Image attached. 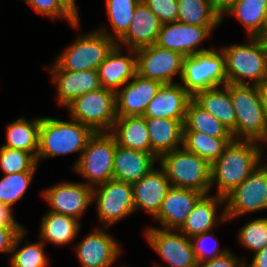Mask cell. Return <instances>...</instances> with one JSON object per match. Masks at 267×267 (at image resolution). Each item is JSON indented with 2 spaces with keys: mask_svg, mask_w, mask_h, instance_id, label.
I'll return each instance as SVG.
<instances>
[{
  "mask_svg": "<svg viewBox=\"0 0 267 267\" xmlns=\"http://www.w3.org/2000/svg\"><path fill=\"white\" fill-rule=\"evenodd\" d=\"M259 143L232 139L219 158L211 164L210 187L216 183V195L225 197L262 164L264 155Z\"/></svg>",
  "mask_w": 267,
  "mask_h": 267,
  "instance_id": "1",
  "label": "cell"
},
{
  "mask_svg": "<svg viewBox=\"0 0 267 267\" xmlns=\"http://www.w3.org/2000/svg\"><path fill=\"white\" fill-rule=\"evenodd\" d=\"M248 38L245 44L220 48L225 57L228 83L257 86L267 79V41L264 37Z\"/></svg>",
  "mask_w": 267,
  "mask_h": 267,
  "instance_id": "2",
  "label": "cell"
},
{
  "mask_svg": "<svg viewBox=\"0 0 267 267\" xmlns=\"http://www.w3.org/2000/svg\"><path fill=\"white\" fill-rule=\"evenodd\" d=\"M94 133L90 127L73 119L63 121L41 117L37 163L40 159L68 155L76 151L81 156Z\"/></svg>",
  "mask_w": 267,
  "mask_h": 267,
  "instance_id": "3",
  "label": "cell"
},
{
  "mask_svg": "<svg viewBox=\"0 0 267 267\" xmlns=\"http://www.w3.org/2000/svg\"><path fill=\"white\" fill-rule=\"evenodd\" d=\"M231 96L236 114V126L231 132L234 140L261 142L267 135V119L256 85H225Z\"/></svg>",
  "mask_w": 267,
  "mask_h": 267,
  "instance_id": "4",
  "label": "cell"
},
{
  "mask_svg": "<svg viewBox=\"0 0 267 267\" xmlns=\"http://www.w3.org/2000/svg\"><path fill=\"white\" fill-rule=\"evenodd\" d=\"M158 161L173 187L195 190L204 195L212 189L211 165L183 146L163 154Z\"/></svg>",
  "mask_w": 267,
  "mask_h": 267,
  "instance_id": "5",
  "label": "cell"
},
{
  "mask_svg": "<svg viewBox=\"0 0 267 267\" xmlns=\"http://www.w3.org/2000/svg\"><path fill=\"white\" fill-rule=\"evenodd\" d=\"M182 87L193 97L197 92L228 83L223 51L210 50L185 56L181 74Z\"/></svg>",
  "mask_w": 267,
  "mask_h": 267,
  "instance_id": "6",
  "label": "cell"
},
{
  "mask_svg": "<svg viewBox=\"0 0 267 267\" xmlns=\"http://www.w3.org/2000/svg\"><path fill=\"white\" fill-rule=\"evenodd\" d=\"M117 42L98 29L77 36L53 62L66 71L96 70L107 58Z\"/></svg>",
  "mask_w": 267,
  "mask_h": 267,
  "instance_id": "7",
  "label": "cell"
},
{
  "mask_svg": "<svg viewBox=\"0 0 267 267\" xmlns=\"http://www.w3.org/2000/svg\"><path fill=\"white\" fill-rule=\"evenodd\" d=\"M66 108L71 112V119L95 133L110 132L117 119L116 92L101 87L76 97Z\"/></svg>",
  "mask_w": 267,
  "mask_h": 267,
  "instance_id": "8",
  "label": "cell"
},
{
  "mask_svg": "<svg viewBox=\"0 0 267 267\" xmlns=\"http://www.w3.org/2000/svg\"><path fill=\"white\" fill-rule=\"evenodd\" d=\"M115 151V138L109 132H96L88 140L72 170L82 175L91 187L113 180Z\"/></svg>",
  "mask_w": 267,
  "mask_h": 267,
  "instance_id": "9",
  "label": "cell"
},
{
  "mask_svg": "<svg viewBox=\"0 0 267 267\" xmlns=\"http://www.w3.org/2000/svg\"><path fill=\"white\" fill-rule=\"evenodd\" d=\"M227 220L267 209V164L259 165L225 197Z\"/></svg>",
  "mask_w": 267,
  "mask_h": 267,
  "instance_id": "10",
  "label": "cell"
},
{
  "mask_svg": "<svg viewBox=\"0 0 267 267\" xmlns=\"http://www.w3.org/2000/svg\"><path fill=\"white\" fill-rule=\"evenodd\" d=\"M98 219L109 227L135 212L131 183L109 180L93 187Z\"/></svg>",
  "mask_w": 267,
  "mask_h": 267,
  "instance_id": "11",
  "label": "cell"
},
{
  "mask_svg": "<svg viewBox=\"0 0 267 267\" xmlns=\"http://www.w3.org/2000/svg\"><path fill=\"white\" fill-rule=\"evenodd\" d=\"M144 233L150 246L170 267H198L191 238L182 232L150 226Z\"/></svg>",
  "mask_w": 267,
  "mask_h": 267,
  "instance_id": "12",
  "label": "cell"
},
{
  "mask_svg": "<svg viewBox=\"0 0 267 267\" xmlns=\"http://www.w3.org/2000/svg\"><path fill=\"white\" fill-rule=\"evenodd\" d=\"M137 55V74L146 79L172 84L174 76L181 77L184 57L179 52L156 44L139 48Z\"/></svg>",
  "mask_w": 267,
  "mask_h": 267,
  "instance_id": "13",
  "label": "cell"
},
{
  "mask_svg": "<svg viewBox=\"0 0 267 267\" xmlns=\"http://www.w3.org/2000/svg\"><path fill=\"white\" fill-rule=\"evenodd\" d=\"M42 197L55 213L80 219L93 201V187L71 181L58 183L42 192Z\"/></svg>",
  "mask_w": 267,
  "mask_h": 267,
  "instance_id": "14",
  "label": "cell"
},
{
  "mask_svg": "<svg viewBox=\"0 0 267 267\" xmlns=\"http://www.w3.org/2000/svg\"><path fill=\"white\" fill-rule=\"evenodd\" d=\"M217 26H197L179 21L162 24L156 45L190 56L210 49L199 48ZM199 48V49H198Z\"/></svg>",
  "mask_w": 267,
  "mask_h": 267,
  "instance_id": "15",
  "label": "cell"
},
{
  "mask_svg": "<svg viewBox=\"0 0 267 267\" xmlns=\"http://www.w3.org/2000/svg\"><path fill=\"white\" fill-rule=\"evenodd\" d=\"M121 250L116 239L102 228H95L76 246L82 267H111Z\"/></svg>",
  "mask_w": 267,
  "mask_h": 267,
  "instance_id": "16",
  "label": "cell"
},
{
  "mask_svg": "<svg viewBox=\"0 0 267 267\" xmlns=\"http://www.w3.org/2000/svg\"><path fill=\"white\" fill-rule=\"evenodd\" d=\"M163 84L136 74L116 92L117 117L143 116L144 112Z\"/></svg>",
  "mask_w": 267,
  "mask_h": 267,
  "instance_id": "17",
  "label": "cell"
},
{
  "mask_svg": "<svg viewBox=\"0 0 267 267\" xmlns=\"http://www.w3.org/2000/svg\"><path fill=\"white\" fill-rule=\"evenodd\" d=\"M45 69L52 74L53 83L57 86V101L61 107H66L78 96L102 87L96 70L66 71L55 64Z\"/></svg>",
  "mask_w": 267,
  "mask_h": 267,
  "instance_id": "18",
  "label": "cell"
},
{
  "mask_svg": "<svg viewBox=\"0 0 267 267\" xmlns=\"http://www.w3.org/2000/svg\"><path fill=\"white\" fill-rule=\"evenodd\" d=\"M192 98L180 83L163 84L143 116L185 121L187 106Z\"/></svg>",
  "mask_w": 267,
  "mask_h": 267,
  "instance_id": "19",
  "label": "cell"
},
{
  "mask_svg": "<svg viewBox=\"0 0 267 267\" xmlns=\"http://www.w3.org/2000/svg\"><path fill=\"white\" fill-rule=\"evenodd\" d=\"M154 168L138 182L132 184L134 209H143L156 217L161 209L169 189L172 187L165 171L160 167Z\"/></svg>",
  "mask_w": 267,
  "mask_h": 267,
  "instance_id": "20",
  "label": "cell"
},
{
  "mask_svg": "<svg viewBox=\"0 0 267 267\" xmlns=\"http://www.w3.org/2000/svg\"><path fill=\"white\" fill-rule=\"evenodd\" d=\"M204 194L195 190L171 187L155 217L163 229L178 230Z\"/></svg>",
  "mask_w": 267,
  "mask_h": 267,
  "instance_id": "21",
  "label": "cell"
},
{
  "mask_svg": "<svg viewBox=\"0 0 267 267\" xmlns=\"http://www.w3.org/2000/svg\"><path fill=\"white\" fill-rule=\"evenodd\" d=\"M120 47L116 45L98 68L102 87L115 92L137 74L136 51L129 49L128 55L123 56Z\"/></svg>",
  "mask_w": 267,
  "mask_h": 267,
  "instance_id": "22",
  "label": "cell"
},
{
  "mask_svg": "<svg viewBox=\"0 0 267 267\" xmlns=\"http://www.w3.org/2000/svg\"><path fill=\"white\" fill-rule=\"evenodd\" d=\"M162 23L142 1L136 6L128 31L117 41L127 49L137 50L156 43Z\"/></svg>",
  "mask_w": 267,
  "mask_h": 267,
  "instance_id": "23",
  "label": "cell"
},
{
  "mask_svg": "<svg viewBox=\"0 0 267 267\" xmlns=\"http://www.w3.org/2000/svg\"><path fill=\"white\" fill-rule=\"evenodd\" d=\"M158 158L152 153L124 148L116 143L113 180L135 183L149 174Z\"/></svg>",
  "mask_w": 267,
  "mask_h": 267,
  "instance_id": "24",
  "label": "cell"
},
{
  "mask_svg": "<svg viewBox=\"0 0 267 267\" xmlns=\"http://www.w3.org/2000/svg\"><path fill=\"white\" fill-rule=\"evenodd\" d=\"M221 204H225L224 197L216 194L214 196L203 195L194 205L193 210L178 231L188 238H192L195 235L213 230L219 222L228 221L225 207L221 215L217 217V209L218 206H222Z\"/></svg>",
  "mask_w": 267,
  "mask_h": 267,
  "instance_id": "25",
  "label": "cell"
},
{
  "mask_svg": "<svg viewBox=\"0 0 267 267\" xmlns=\"http://www.w3.org/2000/svg\"><path fill=\"white\" fill-rule=\"evenodd\" d=\"M150 138V153L158 159L183 145L185 121L145 117Z\"/></svg>",
  "mask_w": 267,
  "mask_h": 267,
  "instance_id": "26",
  "label": "cell"
},
{
  "mask_svg": "<svg viewBox=\"0 0 267 267\" xmlns=\"http://www.w3.org/2000/svg\"><path fill=\"white\" fill-rule=\"evenodd\" d=\"M109 133L117 145L150 153V138L144 116L117 117Z\"/></svg>",
  "mask_w": 267,
  "mask_h": 267,
  "instance_id": "27",
  "label": "cell"
},
{
  "mask_svg": "<svg viewBox=\"0 0 267 267\" xmlns=\"http://www.w3.org/2000/svg\"><path fill=\"white\" fill-rule=\"evenodd\" d=\"M224 14L234 15L249 37H264L267 33V0H235Z\"/></svg>",
  "mask_w": 267,
  "mask_h": 267,
  "instance_id": "28",
  "label": "cell"
},
{
  "mask_svg": "<svg viewBox=\"0 0 267 267\" xmlns=\"http://www.w3.org/2000/svg\"><path fill=\"white\" fill-rule=\"evenodd\" d=\"M193 99L216 117L230 132L235 129L236 114L230 91L226 86H222V89L215 87L199 91L193 96Z\"/></svg>",
  "mask_w": 267,
  "mask_h": 267,
  "instance_id": "29",
  "label": "cell"
},
{
  "mask_svg": "<svg viewBox=\"0 0 267 267\" xmlns=\"http://www.w3.org/2000/svg\"><path fill=\"white\" fill-rule=\"evenodd\" d=\"M40 240L62 246L75 239L81 228L80 220L52 211L47 212L40 223Z\"/></svg>",
  "mask_w": 267,
  "mask_h": 267,
  "instance_id": "30",
  "label": "cell"
},
{
  "mask_svg": "<svg viewBox=\"0 0 267 267\" xmlns=\"http://www.w3.org/2000/svg\"><path fill=\"white\" fill-rule=\"evenodd\" d=\"M41 117L32 121L19 117L7 125L6 143L2 146L18 150H24L37 157L39 147V129Z\"/></svg>",
  "mask_w": 267,
  "mask_h": 267,
  "instance_id": "31",
  "label": "cell"
},
{
  "mask_svg": "<svg viewBox=\"0 0 267 267\" xmlns=\"http://www.w3.org/2000/svg\"><path fill=\"white\" fill-rule=\"evenodd\" d=\"M183 132H199L215 138H232L231 132L193 98L187 106Z\"/></svg>",
  "mask_w": 267,
  "mask_h": 267,
  "instance_id": "32",
  "label": "cell"
},
{
  "mask_svg": "<svg viewBox=\"0 0 267 267\" xmlns=\"http://www.w3.org/2000/svg\"><path fill=\"white\" fill-rule=\"evenodd\" d=\"M178 20L197 26H219L222 16L209 0H177Z\"/></svg>",
  "mask_w": 267,
  "mask_h": 267,
  "instance_id": "33",
  "label": "cell"
},
{
  "mask_svg": "<svg viewBox=\"0 0 267 267\" xmlns=\"http://www.w3.org/2000/svg\"><path fill=\"white\" fill-rule=\"evenodd\" d=\"M233 138H215L199 132H183V147L210 165L219 158Z\"/></svg>",
  "mask_w": 267,
  "mask_h": 267,
  "instance_id": "34",
  "label": "cell"
},
{
  "mask_svg": "<svg viewBox=\"0 0 267 267\" xmlns=\"http://www.w3.org/2000/svg\"><path fill=\"white\" fill-rule=\"evenodd\" d=\"M141 0H106L107 15L112 27V32L106 28H98L116 42L128 31L135 8Z\"/></svg>",
  "mask_w": 267,
  "mask_h": 267,
  "instance_id": "35",
  "label": "cell"
},
{
  "mask_svg": "<svg viewBox=\"0 0 267 267\" xmlns=\"http://www.w3.org/2000/svg\"><path fill=\"white\" fill-rule=\"evenodd\" d=\"M28 231L24 228L15 237L12 249H11V267H47L48 258L44 253V242L29 243L26 241V245L19 249L21 240L26 236Z\"/></svg>",
  "mask_w": 267,
  "mask_h": 267,
  "instance_id": "36",
  "label": "cell"
},
{
  "mask_svg": "<svg viewBox=\"0 0 267 267\" xmlns=\"http://www.w3.org/2000/svg\"><path fill=\"white\" fill-rule=\"evenodd\" d=\"M37 13L52 19L65 18L73 28H79L78 10L68 0H24Z\"/></svg>",
  "mask_w": 267,
  "mask_h": 267,
  "instance_id": "37",
  "label": "cell"
},
{
  "mask_svg": "<svg viewBox=\"0 0 267 267\" xmlns=\"http://www.w3.org/2000/svg\"><path fill=\"white\" fill-rule=\"evenodd\" d=\"M35 172L4 174L0 180V202L12 207L32 183Z\"/></svg>",
  "mask_w": 267,
  "mask_h": 267,
  "instance_id": "38",
  "label": "cell"
},
{
  "mask_svg": "<svg viewBox=\"0 0 267 267\" xmlns=\"http://www.w3.org/2000/svg\"><path fill=\"white\" fill-rule=\"evenodd\" d=\"M37 165L36 158L29 152L0 147V168L4 174L35 172Z\"/></svg>",
  "mask_w": 267,
  "mask_h": 267,
  "instance_id": "39",
  "label": "cell"
},
{
  "mask_svg": "<svg viewBox=\"0 0 267 267\" xmlns=\"http://www.w3.org/2000/svg\"><path fill=\"white\" fill-rule=\"evenodd\" d=\"M238 241L247 249L258 252L267 246V217L247 222L239 230Z\"/></svg>",
  "mask_w": 267,
  "mask_h": 267,
  "instance_id": "40",
  "label": "cell"
},
{
  "mask_svg": "<svg viewBox=\"0 0 267 267\" xmlns=\"http://www.w3.org/2000/svg\"><path fill=\"white\" fill-rule=\"evenodd\" d=\"M213 230L204 232L199 235H195L191 238L194 254L196 257V260L199 263H202L207 260L215 259L219 256L224 255L229 249H217L219 247L217 244L211 246V248L208 249V247L205 245L207 241H209V238H214Z\"/></svg>",
  "mask_w": 267,
  "mask_h": 267,
  "instance_id": "41",
  "label": "cell"
},
{
  "mask_svg": "<svg viewBox=\"0 0 267 267\" xmlns=\"http://www.w3.org/2000/svg\"><path fill=\"white\" fill-rule=\"evenodd\" d=\"M157 16L162 24L178 20L177 0H141Z\"/></svg>",
  "mask_w": 267,
  "mask_h": 267,
  "instance_id": "42",
  "label": "cell"
},
{
  "mask_svg": "<svg viewBox=\"0 0 267 267\" xmlns=\"http://www.w3.org/2000/svg\"><path fill=\"white\" fill-rule=\"evenodd\" d=\"M245 259L239 260L233 253L227 251L224 255L198 264V267H244Z\"/></svg>",
  "mask_w": 267,
  "mask_h": 267,
  "instance_id": "43",
  "label": "cell"
},
{
  "mask_svg": "<svg viewBox=\"0 0 267 267\" xmlns=\"http://www.w3.org/2000/svg\"><path fill=\"white\" fill-rule=\"evenodd\" d=\"M23 229V226H0V252L10 254L15 237Z\"/></svg>",
  "mask_w": 267,
  "mask_h": 267,
  "instance_id": "44",
  "label": "cell"
},
{
  "mask_svg": "<svg viewBox=\"0 0 267 267\" xmlns=\"http://www.w3.org/2000/svg\"><path fill=\"white\" fill-rule=\"evenodd\" d=\"M12 207L0 202V226H23L12 215Z\"/></svg>",
  "mask_w": 267,
  "mask_h": 267,
  "instance_id": "45",
  "label": "cell"
},
{
  "mask_svg": "<svg viewBox=\"0 0 267 267\" xmlns=\"http://www.w3.org/2000/svg\"><path fill=\"white\" fill-rule=\"evenodd\" d=\"M245 267H267V246L254 253L251 264L245 262Z\"/></svg>",
  "mask_w": 267,
  "mask_h": 267,
  "instance_id": "46",
  "label": "cell"
},
{
  "mask_svg": "<svg viewBox=\"0 0 267 267\" xmlns=\"http://www.w3.org/2000/svg\"><path fill=\"white\" fill-rule=\"evenodd\" d=\"M257 90L267 119V79L257 85Z\"/></svg>",
  "mask_w": 267,
  "mask_h": 267,
  "instance_id": "47",
  "label": "cell"
},
{
  "mask_svg": "<svg viewBox=\"0 0 267 267\" xmlns=\"http://www.w3.org/2000/svg\"><path fill=\"white\" fill-rule=\"evenodd\" d=\"M212 6L220 13V15L224 16L226 10L235 2V0H209Z\"/></svg>",
  "mask_w": 267,
  "mask_h": 267,
  "instance_id": "48",
  "label": "cell"
},
{
  "mask_svg": "<svg viewBox=\"0 0 267 267\" xmlns=\"http://www.w3.org/2000/svg\"><path fill=\"white\" fill-rule=\"evenodd\" d=\"M76 9H77V6H76V2H75V0H68Z\"/></svg>",
  "mask_w": 267,
  "mask_h": 267,
  "instance_id": "49",
  "label": "cell"
},
{
  "mask_svg": "<svg viewBox=\"0 0 267 267\" xmlns=\"http://www.w3.org/2000/svg\"><path fill=\"white\" fill-rule=\"evenodd\" d=\"M263 142H264L265 144H267V143H266V142H267V135H266V137L264 138V140L261 142V144H262Z\"/></svg>",
  "mask_w": 267,
  "mask_h": 267,
  "instance_id": "50",
  "label": "cell"
}]
</instances>
